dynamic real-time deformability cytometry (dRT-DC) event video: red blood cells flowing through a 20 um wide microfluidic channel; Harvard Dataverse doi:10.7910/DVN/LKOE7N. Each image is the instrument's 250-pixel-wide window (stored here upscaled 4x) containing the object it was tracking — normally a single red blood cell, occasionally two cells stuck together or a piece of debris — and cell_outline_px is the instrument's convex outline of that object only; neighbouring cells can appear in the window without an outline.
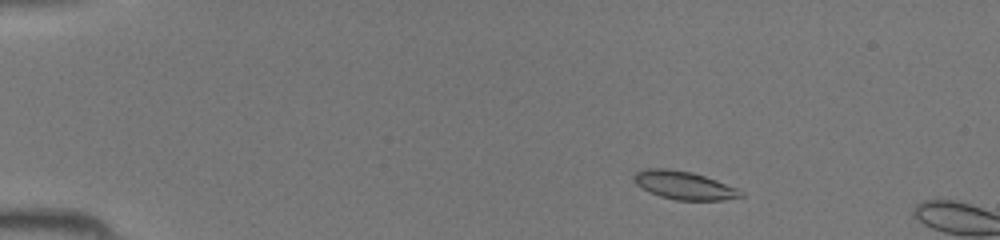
{"species": "common noctule bat (a hibernating species)", "species_latin": "Nyctalus noctula", "temperature_condition": "room temperature", "stored_images_in_passage": 7, "camera_frame_rate_fps": 3000, "um_per_image_px": 0.085, "animal": {"sex": "female", "body_mass_g": 19.5, "forearm_length_mm": 54.1}, "frame": {"image": 1, "passage_image": 4, "time_ms": 1.0, "image_size_px": [1000, 240], "cell_outline_px": [[744, 196], [724, 200], [676, 200], [660, 196], [640, 188], [632, 180], [632, 176], [636, 172], [644, 168], [668, 168], [692, 172], [740, 188], [744, 192]], "centroid_in_image_um": [58.14, 15.74], "position_along_channel_um": 26.9, "area_um2": 17.86}}